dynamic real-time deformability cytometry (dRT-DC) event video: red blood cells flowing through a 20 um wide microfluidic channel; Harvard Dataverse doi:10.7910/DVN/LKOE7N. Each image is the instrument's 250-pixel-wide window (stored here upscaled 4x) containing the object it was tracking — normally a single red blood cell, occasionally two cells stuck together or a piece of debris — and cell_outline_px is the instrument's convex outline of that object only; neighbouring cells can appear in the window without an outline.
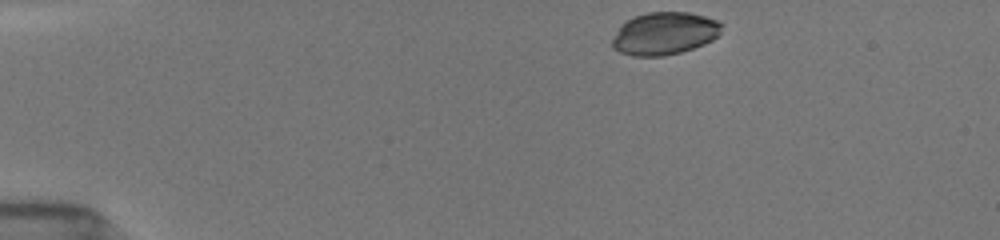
{"species": "common noctule bat (a hibernating species)", "species_latin": "Nyctalus noctula", "temperature_condition": "room temperature", "stored_images_in_passage": 44, "camera_frame_rate_fps": 3000, "um_per_image_px": 0.085, "animal": {"sex": "female", "body_mass_g": 19.5, "forearm_length_mm": 54.1}, "frame": {"image": 1, "passage_image": 1, "time_ms": 0.0, "image_size_px": [1000, 240], "cell_outline_px": [[724, 24], [720, 32], [712, 40], [704, 44], [680, 52], [664, 56], [632, 56], [620, 52], [612, 48], [612, 40], [620, 24], [636, 16], [648, 12], [688, 12], [704, 16], [716, 20]], "centroid_in_image_um": [56.47, 2.85], "position_along_channel_um": 28.5, "area_um2": 27.11}}
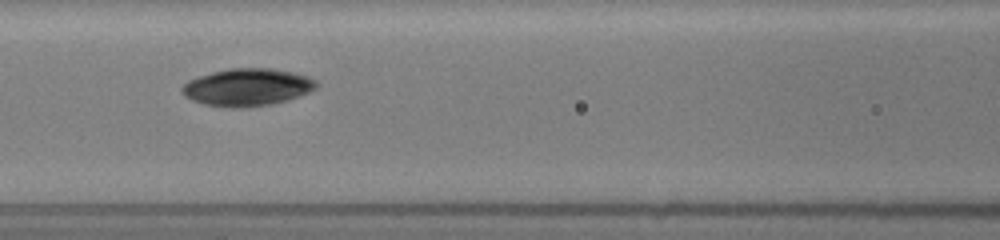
{"frame": {"image": 2, "passage_image": 16, "time_ms": 5.0, "image_size_px": [1000, 240], "cell_outline_px": [[320, 84], [316, 88], [308, 92], [288, 100], [268, 104], [240, 108], [232, 108], [204, 104], [192, 100], [184, 96], [180, 88], [188, 80], [212, 72], [228, 68], [272, 68], [292, 72], [308, 76], [316, 80]], "centroid_in_image_um": [21.02, 7.41], "position_along_channel_um": 145.6, "area_um2": 29.3}}
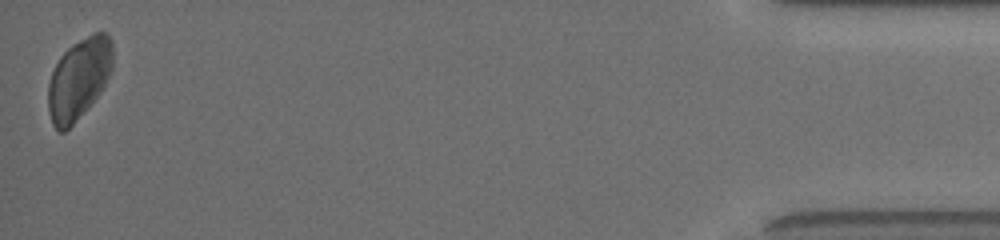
{"frame": {"image": 3, "passage_image": 44, "time_ms": 14.333, "image_size_px": [1000, 240], "cell_outline_px": [[112, 68], [100, 92], [72, 124], [64, 132], [60, 132], [52, 124], [48, 112], [48, 84], [52, 72], [60, 56], [72, 44], [92, 32], [108, 32], [112, 40]], "centroid_in_image_um": [6.69, 6.65], "position_along_channel_um": 428.5, "area_um2": 30.29}, "authors_computed_cell_mechanics": {"area_um2": 29.0445, "velocity_mm_per_s": 3.908, "shape_relaxation_time_tau1_ms": null, "shape_relaxation_time_tau2_ms": 5.8116, "deformation_change_tau1": null, "deformation_change_tau2": 0.0975}}